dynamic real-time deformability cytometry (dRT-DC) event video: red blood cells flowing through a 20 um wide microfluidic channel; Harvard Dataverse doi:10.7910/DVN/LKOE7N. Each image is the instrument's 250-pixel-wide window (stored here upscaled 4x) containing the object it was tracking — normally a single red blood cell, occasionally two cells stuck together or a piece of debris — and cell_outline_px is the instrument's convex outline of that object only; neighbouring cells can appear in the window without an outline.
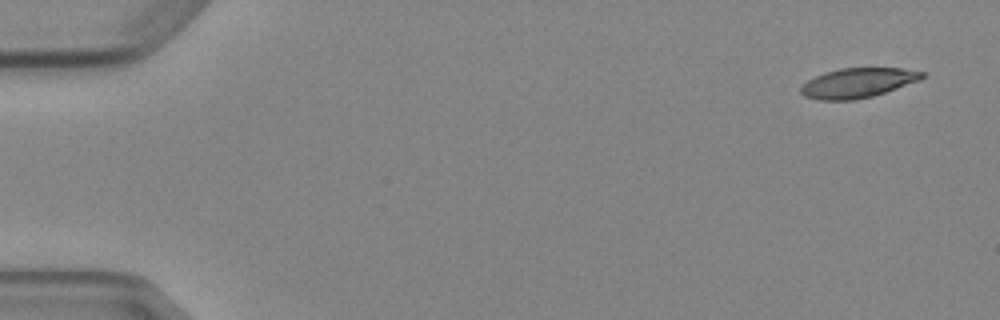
{"species": "Egyptian fruit bat (a non-hibernating species)", "species_latin": "Rousettus aegyptiacus", "temperature_condition": "cold", "stored_images_in_passage": 5, "camera_frame_rate_fps": 3000, "um_per_image_px": 0.085, "animal": {"sex": "female"}, "frame": {"image": 1, "passage_image": 1, "time_ms": 0.0, "image_size_px": [1000, 320], "cell_outline_px": [[924, 76], [920, 80], [872, 96], [856, 100], [816, 100], [804, 96], [800, 92], [800, 88], [808, 80], [824, 72], [840, 68], [904, 68], [924, 72]], "centroid_in_image_um": [72.89, 7.04], "position_along_channel_um": 12.1, "area_um2": 20.92}}
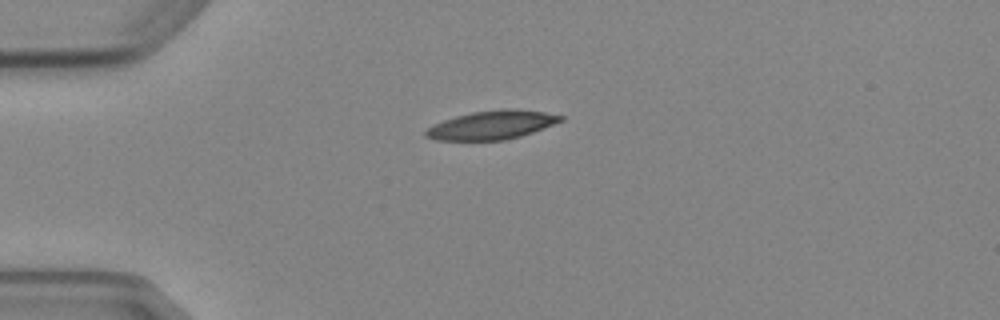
{"frame": {"image": 2, "passage_image": 4, "time_ms": 3.667, "image_size_px": [1000, 320], "cell_outline_px": [[564, 120], [532, 132], [520, 136], [504, 140], [436, 140], [424, 136], [424, 132], [432, 124], [456, 116], [472, 112], [500, 108], [516, 108], [544, 112], [564, 116]], "centroid_in_image_um": [41.79, 10.61], "position_along_channel_um": 43.2, "area_um2": 22.6}}